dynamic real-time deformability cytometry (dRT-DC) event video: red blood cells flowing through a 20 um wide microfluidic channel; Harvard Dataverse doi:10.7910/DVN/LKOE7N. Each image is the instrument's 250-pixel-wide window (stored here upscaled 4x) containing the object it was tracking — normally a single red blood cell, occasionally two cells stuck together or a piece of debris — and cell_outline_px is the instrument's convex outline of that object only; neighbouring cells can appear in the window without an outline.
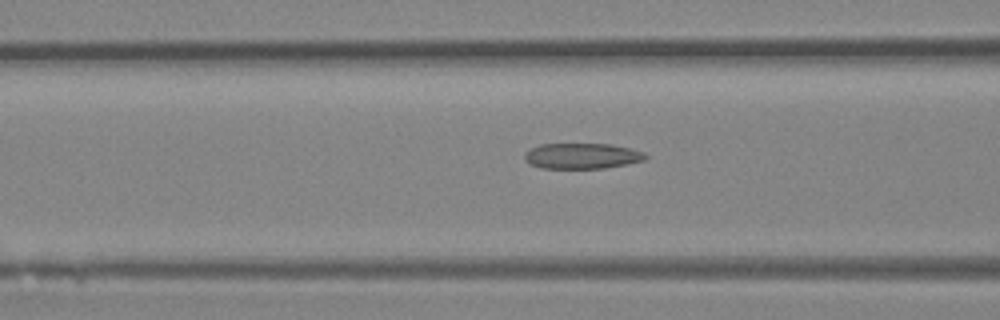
{"species": "Egyptian fruit bat (a non-hibernating species)", "species_latin": "Rousettus aegyptiacus", "temperature_condition": "room temperature", "stored_images_in_passage": 30, "camera_frame_rate_fps": 3000, "um_per_image_px": 0.085, "animal": {"sex": "female"}, "frame": {"image": 1, "passage_image": 4, "time_ms": 1.0, "image_size_px": [1000, 320], "cell_outline_px": [[648, 156], [644, 160], [604, 168], [540, 168], [524, 160], [524, 152], [540, 144], [612, 144], [632, 148], [644, 152]], "centroid_in_image_um": [49.47, 13.25], "position_along_channel_um": 117.1, "area_um2": 18.03}}
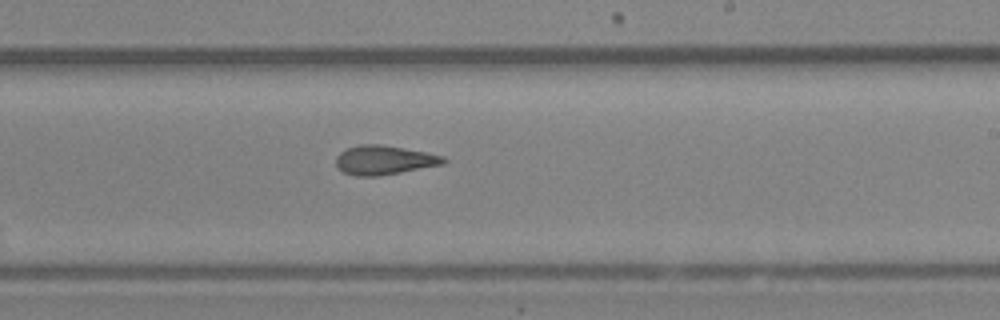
{"frame": {"image": 2, "passage_image": 13, "time_ms": 4.0, "image_size_px": [1000, 320], "cell_outline_px": [[448, 160], [444, 164], [380, 176], [356, 176], [344, 172], [336, 164], [336, 156], [340, 152], [348, 148], [360, 144], [380, 144], [404, 148], [444, 156]], "centroid_in_image_um": [32.66, 13.6], "position_along_channel_um": 256.3, "area_um2": 18.21}}
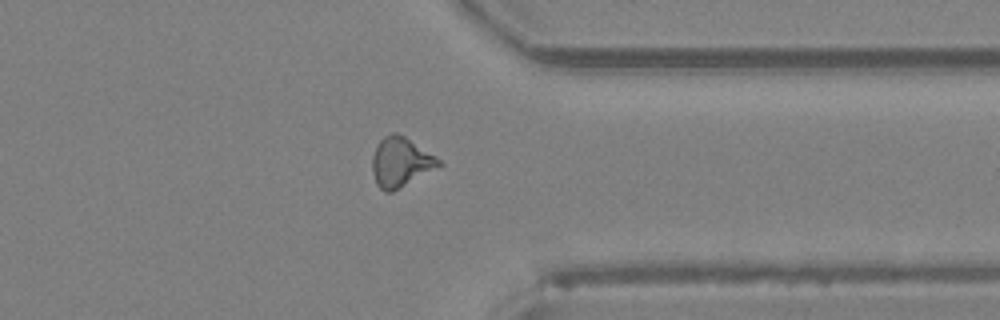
{"frame": {"image": 3, "passage_image": 21, "time_ms": 6.667, "image_size_px": [1000, 320], "cell_outline_px": [[444, 164], [392, 192], [384, 192], [376, 184], [372, 172], [372, 156], [380, 140], [384, 136], [392, 132], [396, 132], [404, 136], [436, 156]], "centroid_in_image_um": [34.05, 13.78], "position_along_channel_um": 377.4, "area_um2": 19.13}}